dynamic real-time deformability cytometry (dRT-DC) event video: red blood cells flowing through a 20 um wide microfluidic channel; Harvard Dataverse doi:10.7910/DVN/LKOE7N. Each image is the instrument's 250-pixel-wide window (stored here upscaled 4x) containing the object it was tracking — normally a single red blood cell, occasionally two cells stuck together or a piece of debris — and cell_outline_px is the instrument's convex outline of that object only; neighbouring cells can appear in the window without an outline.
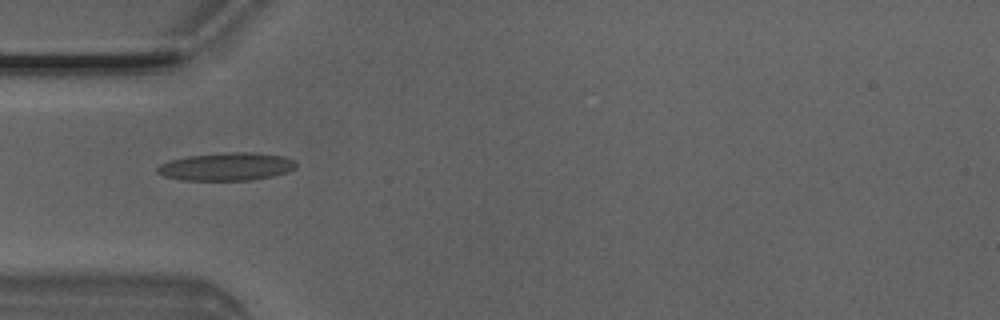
{"species": "Egyptian fruit bat (a non-hibernating species)", "species_latin": "Rousettus aegyptiacus", "temperature_condition": "room temperature", "stored_images_in_passage": 7, "camera_frame_rate_fps": 3000, "um_per_image_px": 0.085, "animal": {"sex": "male"}, "frame": {"image": 1, "passage_image": 3, "time_ms": 0.667, "image_size_px": [1000, 320], "cell_outline_px": [[296, 168], [288, 172], [272, 176], [252, 180], [180, 180], [164, 176], [156, 172], [156, 168], [160, 164], [168, 160], [188, 156], [224, 152], [252, 152], [284, 156], [292, 160], [296, 164]], "centroid_in_image_um": [19.23, 14.16], "position_along_channel_um": 65.8, "area_um2": 22.72}}
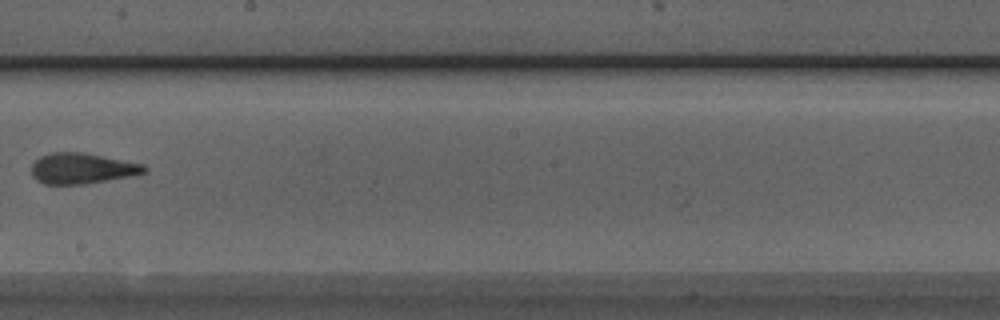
{"frame": {"image": 2, "passage_image": 7, "time_ms": 2.0, "image_size_px": [1000, 320], "cell_outline_px": [[148, 172], [136, 176], [84, 184], [44, 184], [36, 180], [32, 176], [32, 164], [40, 156], [52, 152], [84, 152], [144, 164], [148, 168]], "centroid_in_image_um": [7.03, 14.32], "position_along_channel_um": 241.2, "area_um2": 20.52}}